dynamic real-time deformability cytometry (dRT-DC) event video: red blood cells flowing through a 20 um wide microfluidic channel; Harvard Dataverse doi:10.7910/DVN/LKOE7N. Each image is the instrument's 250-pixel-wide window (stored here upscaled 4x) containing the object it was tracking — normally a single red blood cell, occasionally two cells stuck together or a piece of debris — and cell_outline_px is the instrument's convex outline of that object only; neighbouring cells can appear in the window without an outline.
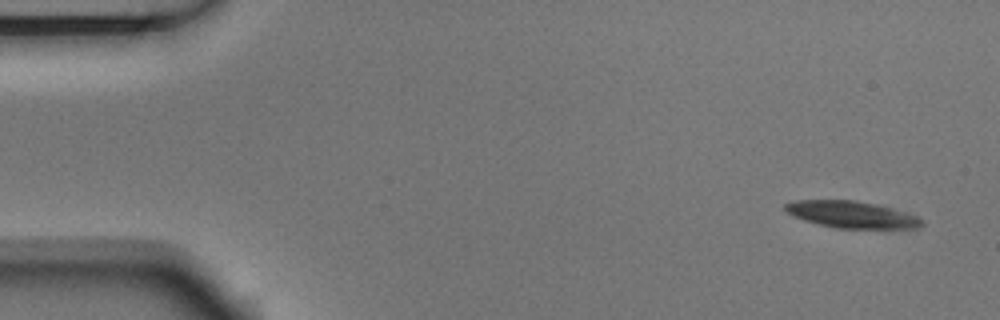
{"species": "Egyptian fruit bat (a non-hibernating species)", "species_latin": "Rousettus aegyptiacus", "temperature_condition": "room temperature", "stored_images_in_passage": 3, "camera_frame_rate_fps": 3000, "um_per_image_px": 0.085, "animal": {"sex": "male"}, "frame": {"image": 1, "passage_image": 1, "time_ms": 0.0, "image_size_px": [1000, 320], "cell_outline_px": [[924, 224], [920, 228], [836, 228], [804, 220], [792, 216], [784, 208], [784, 204], [796, 200], [856, 200], [904, 212], [916, 216], [924, 220]], "centroid_in_image_um": [72.37, 18.24], "position_along_channel_um": 12.6, "area_um2": 21.04}}
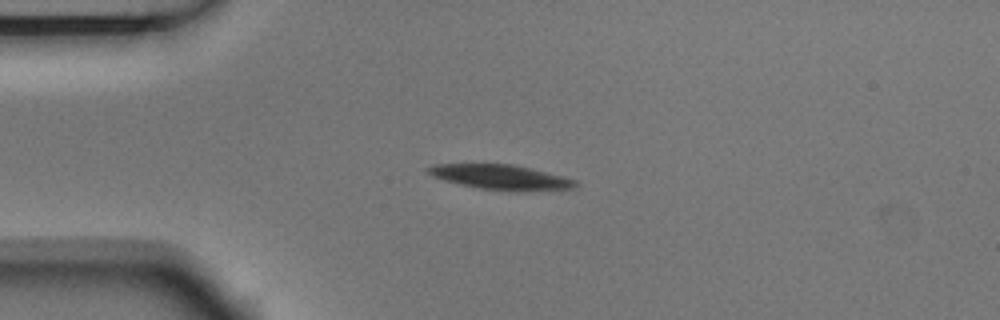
{"frame": {"image": 2, "passage_image": 3, "time_ms": 0.667, "image_size_px": [1000, 320], "cell_outline_px": [[576, 188], [480, 188], [460, 184], [444, 180], [432, 176], [424, 172], [424, 168], [432, 164], [512, 164], [576, 180]], "centroid_in_image_um": [42.34, 14.99], "position_along_channel_um": 42.7, "area_um2": 19.88}}